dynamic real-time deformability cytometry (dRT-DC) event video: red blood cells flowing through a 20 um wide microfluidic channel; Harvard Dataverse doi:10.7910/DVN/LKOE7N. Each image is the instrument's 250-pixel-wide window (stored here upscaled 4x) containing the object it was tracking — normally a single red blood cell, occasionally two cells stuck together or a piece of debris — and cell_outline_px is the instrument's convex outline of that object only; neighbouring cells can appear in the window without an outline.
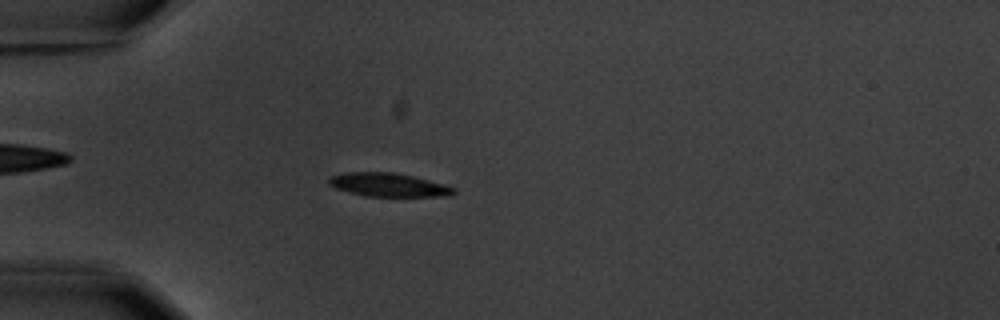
{"species": "common noctule bat (a hibernating species)", "species_latin": "Nyctalus noctula", "temperature_condition": "warm", "stored_images_in_passage": 6, "camera_frame_rate_fps": 3000, "um_per_image_px": 0.085, "animal": {"sex": "male", "body_mass_g": 20.1, "forearm_length_mm": 53.5}, "frame": {"image": 1, "passage_image": 5, "time_ms": 4.667, "image_size_px": [1000, 320], "cell_outline_px": [[456, 192], [452, 196], [364, 196], [336, 188], [328, 184], [328, 180], [332, 176], [344, 172], [396, 172], [444, 184], [456, 188]], "centroid_in_image_um": [33.04, 15.71], "position_along_channel_um": 52.0, "area_um2": 17.11}}